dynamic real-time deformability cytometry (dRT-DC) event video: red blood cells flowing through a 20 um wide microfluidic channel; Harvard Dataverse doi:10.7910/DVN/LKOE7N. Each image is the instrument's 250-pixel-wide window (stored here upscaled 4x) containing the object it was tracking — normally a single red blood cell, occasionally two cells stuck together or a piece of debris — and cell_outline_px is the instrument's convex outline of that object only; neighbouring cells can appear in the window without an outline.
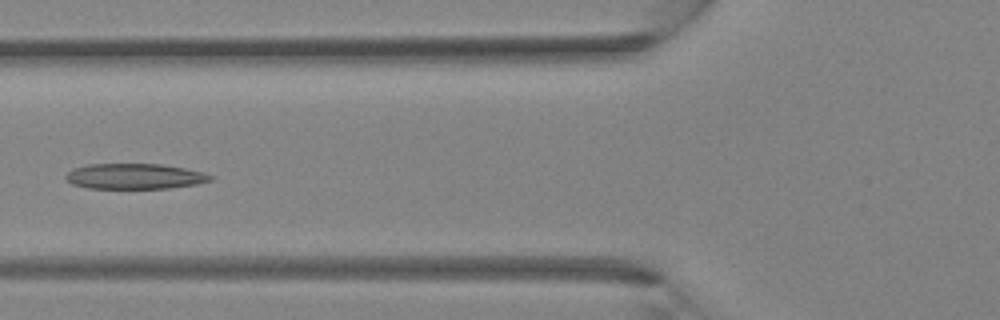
{"species": "Egyptian fruit bat (a non-hibernating species)", "species_latin": "Rousettus aegyptiacus", "temperature_condition": "room temperature", "stored_images_in_passage": 33, "camera_frame_rate_fps": 3000, "um_per_image_px": 0.085, "animal": {"sex": "female"}, "frame": {"image": 1, "passage_image": 9, "time_ms": 2.667, "image_size_px": [1000, 320], "cell_outline_px": [[216, 176], [212, 180], [196, 184], [168, 188], [88, 188], [72, 184], [64, 176], [72, 168], [88, 164], [160, 164], [184, 168], [204, 172]], "centroid_in_image_um": [11.46, 14.98], "position_along_channel_um": 114.3, "area_um2": 21.5}}
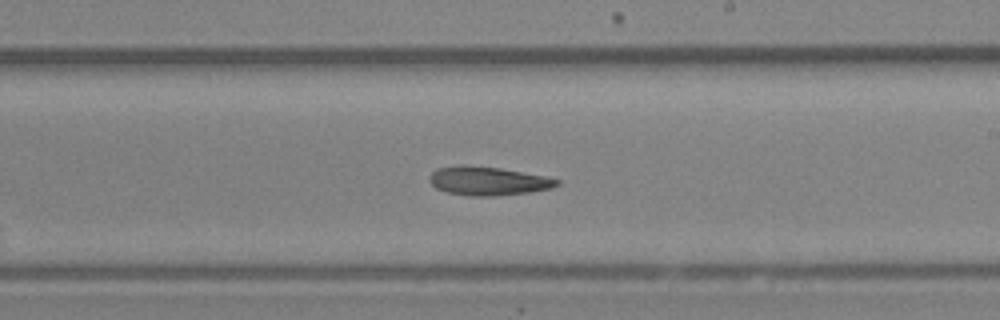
{"frame": {"image": 2, "passage_image": 17, "time_ms": 5.333, "image_size_px": [1000, 320], "cell_outline_px": [[560, 184], [552, 188], [528, 192], [492, 196], [468, 196], [448, 192], [436, 188], [428, 180], [428, 176], [436, 168], [460, 164], [464, 164], [500, 168], [544, 176], [560, 180]], "centroid_in_image_um": [41.43, 15.37], "position_along_channel_um": 247.6, "area_um2": 21.39}}
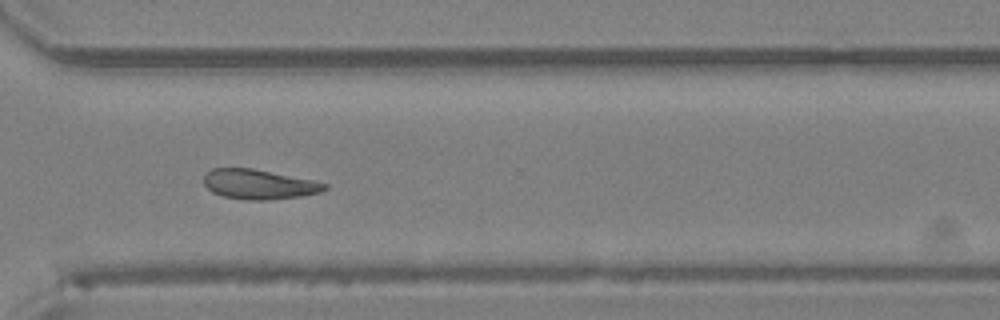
{"frame": {"image": 3, "passage_image": 23, "time_ms": 7.333, "image_size_px": [1000, 320], "cell_outline_px": [[328, 188], [320, 192], [300, 196], [268, 200], [248, 200], [224, 196], [212, 192], [204, 184], [204, 176], [212, 168], [252, 168], [312, 180], [328, 184]], "centroid_in_image_um": [22.0, 15.66], "position_along_channel_um": 348.6, "area_um2": 20.75}}